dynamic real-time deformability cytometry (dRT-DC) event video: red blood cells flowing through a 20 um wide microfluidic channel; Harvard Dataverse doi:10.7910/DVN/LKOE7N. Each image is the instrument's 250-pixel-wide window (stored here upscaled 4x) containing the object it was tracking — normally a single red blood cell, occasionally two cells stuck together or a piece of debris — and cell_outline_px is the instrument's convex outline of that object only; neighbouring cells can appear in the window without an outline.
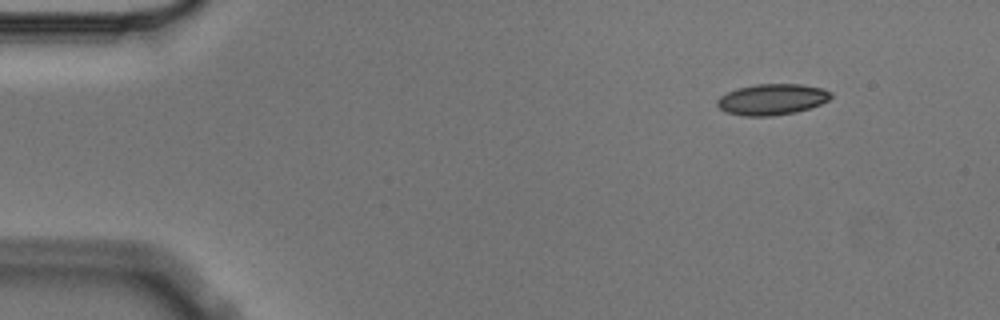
{"species": "Egyptian fruit bat (a non-hibernating species)", "species_latin": "Rousettus aegyptiacus", "temperature_condition": "cold", "stored_images_in_passage": 3, "camera_frame_rate_fps": 3000, "um_per_image_px": 0.085, "animal": {"sex": "male"}, "frame": {"image": 1, "passage_image": 1, "time_ms": 0.0, "image_size_px": [1000, 320], "cell_outline_px": [[832, 96], [828, 100], [820, 104], [796, 112], [772, 116], [744, 116], [724, 112], [716, 104], [716, 100], [720, 96], [736, 88], [756, 84], [800, 84], [824, 88], [832, 92]], "centroid_in_image_um": [65.61, 8.44], "position_along_channel_um": 19.4, "area_um2": 20.69}}
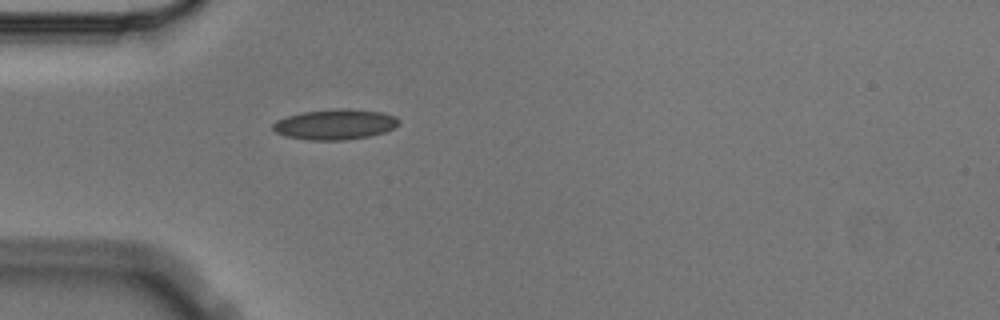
{"frame": {"image": 2, "passage_image": 3, "time_ms": 0.667, "image_size_px": [1000, 320], "cell_outline_px": [[400, 124], [384, 132], [368, 136], [344, 140], [308, 140], [288, 136], [276, 132], [272, 128], [272, 124], [276, 120], [300, 112], [336, 108], [348, 108], [380, 112], [396, 116], [400, 120]], "centroid_in_image_um": [28.48, 10.56], "position_along_channel_um": 56.5, "area_um2": 22.31}}